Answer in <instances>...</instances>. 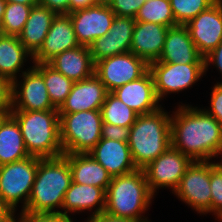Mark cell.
Here are the masks:
<instances>
[{
	"instance_id": "obj_1",
	"label": "cell",
	"mask_w": 222,
	"mask_h": 222,
	"mask_svg": "<svg viewBox=\"0 0 222 222\" xmlns=\"http://www.w3.org/2000/svg\"><path fill=\"white\" fill-rule=\"evenodd\" d=\"M178 107L171 115V146L193 161L222 156V125L204 109Z\"/></svg>"
},
{
	"instance_id": "obj_2",
	"label": "cell",
	"mask_w": 222,
	"mask_h": 222,
	"mask_svg": "<svg viewBox=\"0 0 222 222\" xmlns=\"http://www.w3.org/2000/svg\"><path fill=\"white\" fill-rule=\"evenodd\" d=\"M72 183V173L67 157L63 154L52 158H38L31 195L23 211L32 213H58L65 192Z\"/></svg>"
},
{
	"instance_id": "obj_3",
	"label": "cell",
	"mask_w": 222,
	"mask_h": 222,
	"mask_svg": "<svg viewBox=\"0 0 222 222\" xmlns=\"http://www.w3.org/2000/svg\"><path fill=\"white\" fill-rule=\"evenodd\" d=\"M171 115L159 110L138 115L130 127L128 145L137 169H143L171 146Z\"/></svg>"
},
{
	"instance_id": "obj_4",
	"label": "cell",
	"mask_w": 222,
	"mask_h": 222,
	"mask_svg": "<svg viewBox=\"0 0 222 222\" xmlns=\"http://www.w3.org/2000/svg\"><path fill=\"white\" fill-rule=\"evenodd\" d=\"M153 197L143 169L114 176L106 190L104 212L136 222H150L141 214L148 210Z\"/></svg>"
},
{
	"instance_id": "obj_5",
	"label": "cell",
	"mask_w": 222,
	"mask_h": 222,
	"mask_svg": "<svg viewBox=\"0 0 222 222\" xmlns=\"http://www.w3.org/2000/svg\"><path fill=\"white\" fill-rule=\"evenodd\" d=\"M19 123L30 156L52 158L63 155L58 110H11Z\"/></svg>"
},
{
	"instance_id": "obj_6",
	"label": "cell",
	"mask_w": 222,
	"mask_h": 222,
	"mask_svg": "<svg viewBox=\"0 0 222 222\" xmlns=\"http://www.w3.org/2000/svg\"><path fill=\"white\" fill-rule=\"evenodd\" d=\"M64 154L88 153L102 138L101 110L59 113Z\"/></svg>"
},
{
	"instance_id": "obj_7",
	"label": "cell",
	"mask_w": 222,
	"mask_h": 222,
	"mask_svg": "<svg viewBox=\"0 0 222 222\" xmlns=\"http://www.w3.org/2000/svg\"><path fill=\"white\" fill-rule=\"evenodd\" d=\"M37 168L38 157L35 156L0 166V197L15 211L21 200V211L26 208Z\"/></svg>"
},
{
	"instance_id": "obj_8",
	"label": "cell",
	"mask_w": 222,
	"mask_h": 222,
	"mask_svg": "<svg viewBox=\"0 0 222 222\" xmlns=\"http://www.w3.org/2000/svg\"><path fill=\"white\" fill-rule=\"evenodd\" d=\"M193 160L180 150L169 146L161 155L143 168L150 192L170 187L172 193L180 184L181 178Z\"/></svg>"
},
{
	"instance_id": "obj_9",
	"label": "cell",
	"mask_w": 222,
	"mask_h": 222,
	"mask_svg": "<svg viewBox=\"0 0 222 222\" xmlns=\"http://www.w3.org/2000/svg\"><path fill=\"white\" fill-rule=\"evenodd\" d=\"M159 100L169 93L190 88L205 73V64H179L155 61L149 64Z\"/></svg>"
},
{
	"instance_id": "obj_10",
	"label": "cell",
	"mask_w": 222,
	"mask_h": 222,
	"mask_svg": "<svg viewBox=\"0 0 222 222\" xmlns=\"http://www.w3.org/2000/svg\"><path fill=\"white\" fill-rule=\"evenodd\" d=\"M149 70V65L132 52L117 54L95 63V75L108 92L137 80Z\"/></svg>"
},
{
	"instance_id": "obj_11",
	"label": "cell",
	"mask_w": 222,
	"mask_h": 222,
	"mask_svg": "<svg viewBox=\"0 0 222 222\" xmlns=\"http://www.w3.org/2000/svg\"><path fill=\"white\" fill-rule=\"evenodd\" d=\"M174 193L198 213H211L210 161H193Z\"/></svg>"
},
{
	"instance_id": "obj_12",
	"label": "cell",
	"mask_w": 222,
	"mask_h": 222,
	"mask_svg": "<svg viewBox=\"0 0 222 222\" xmlns=\"http://www.w3.org/2000/svg\"><path fill=\"white\" fill-rule=\"evenodd\" d=\"M27 69L21 71L20 84L17 79L12 82L11 110H58L50 100L43 74L34 65Z\"/></svg>"
},
{
	"instance_id": "obj_13",
	"label": "cell",
	"mask_w": 222,
	"mask_h": 222,
	"mask_svg": "<svg viewBox=\"0 0 222 222\" xmlns=\"http://www.w3.org/2000/svg\"><path fill=\"white\" fill-rule=\"evenodd\" d=\"M185 26L198 52L207 56L222 42V0H216Z\"/></svg>"
},
{
	"instance_id": "obj_14",
	"label": "cell",
	"mask_w": 222,
	"mask_h": 222,
	"mask_svg": "<svg viewBox=\"0 0 222 222\" xmlns=\"http://www.w3.org/2000/svg\"><path fill=\"white\" fill-rule=\"evenodd\" d=\"M69 16L79 44L89 46L109 32L116 15L108 4H97L69 13Z\"/></svg>"
},
{
	"instance_id": "obj_15",
	"label": "cell",
	"mask_w": 222,
	"mask_h": 222,
	"mask_svg": "<svg viewBox=\"0 0 222 222\" xmlns=\"http://www.w3.org/2000/svg\"><path fill=\"white\" fill-rule=\"evenodd\" d=\"M135 23L134 18L115 16L109 32L98 37L89 45L93 62L96 63L107 57L130 52Z\"/></svg>"
},
{
	"instance_id": "obj_16",
	"label": "cell",
	"mask_w": 222,
	"mask_h": 222,
	"mask_svg": "<svg viewBox=\"0 0 222 222\" xmlns=\"http://www.w3.org/2000/svg\"><path fill=\"white\" fill-rule=\"evenodd\" d=\"M80 46L69 14H56L39 51L32 63H48L61 52Z\"/></svg>"
},
{
	"instance_id": "obj_17",
	"label": "cell",
	"mask_w": 222,
	"mask_h": 222,
	"mask_svg": "<svg viewBox=\"0 0 222 222\" xmlns=\"http://www.w3.org/2000/svg\"><path fill=\"white\" fill-rule=\"evenodd\" d=\"M112 93L138 115L150 114L161 108L149 70L139 79L116 88Z\"/></svg>"
},
{
	"instance_id": "obj_18",
	"label": "cell",
	"mask_w": 222,
	"mask_h": 222,
	"mask_svg": "<svg viewBox=\"0 0 222 222\" xmlns=\"http://www.w3.org/2000/svg\"><path fill=\"white\" fill-rule=\"evenodd\" d=\"M108 90L94 74L88 79L74 82L65 102L58 109L59 113L101 110Z\"/></svg>"
},
{
	"instance_id": "obj_19",
	"label": "cell",
	"mask_w": 222,
	"mask_h": 222,
	"mask_svg": "<svg viewBox=\"0 0 222 222\" xmlns=\"http://www.w3.org/2000/svg\"><path fill=\"white\" fill-rule=\"evenodd\" d=\"M112 176H119L137 170L127 142L101 138L88 152Z\"/></svg>"
},
{
	"instance_id": "obj_20",
	"label": "cell",
	"mask_w": 222,
	"mask_h": 222,
	"mask_svg": "<svg viewBox=\"0 0 222 222\" xmlns=\"http://www.w3.org/2000/svg\"><path fill=\"white\" fill-rule=\"evenodd\" d=\"M160 62L179 64H205L185 25L169 27Z\"/></svg>"
},
{
	"instance_id": "obj_21",
	"label": "cell",
	"mask_w": 222,
	"mask_h": 222,
	"mask_svg": "<svg viewBox=\"0 0 222 222\" xmlns=\"http://www.w3.org/2000/svg\"><path fill=\"white\" fill-rule=\"evenodd\" d=\"M169 27L152 22L135 23L130 52L142 58L148 65L158 61L164 48Z\"/></svg>"
},
{
	"instance_id": "obj_22",
	"label": "cell",
	"mask_w": 222,
	"mask_h": 222,
	"mask_svg": "<svg viewBox=\"0 0 222 222\" xmlns=\"http://www.w3.org/2000/svg\"><path fill=\"white\" fill-rule=\"evenodd\" d=\"M106 191L103 188L92 185H84L72 182L70 188L65 192L62 207L64 212L59 211L62 217L71 219L68 213H77L84 210L95 211L90 216L98 215L105 210ZM97 205V206H96ZM94 207V208H93Z\"/></svg>"
},
{
	"instance_id": "obj_23",
	"label": "cell",
	"mask_w": 222,
	"mask_h": 222,
	"mask_svg": "<svg viewBox=\"0 0 222 222\" xmlns=\"http://www.w3.org/2000/svg\"><path fill=\"white\" fill-rule=\"evenodd\" d=\"M48 64L74 82L85 80L95 74V63L89 46L77 48L57 54Z\"/></svg>"
},
{
	"instance_id": "obj_24",
	"label": "cell",
	"mask_w": 222,
	"mask_h": 222,
	"mask_svg": "<svg viewBox=\"0 0 222 222\" xmlns=\"http://www.w3.org/2000/svg\"><path fill=\"white\" fill-rule=\"evenodd\" d=\"M69 161L72 182L107 190L112 176L89 153L64 154Z\"/></svg>"
},
{
	"instance_id": "obj_25",
	"label": "cell",
	"mask_w": 222,
	"mask_h": 222,
	"mask_svg": "<svg viewBox=\"0 0 222 222\" xmlns=\"http://www.w3.org/2000/svg\"><path fill=\"white\" fill-rule=\"evenodd\" d=\"M56 13L40 4L32 7L29 17L18 38L34 56L42 47Z\"/></svg>"
},
{
	"instance_id": "obj_26",
	"label": "cell",
	"mask_w": 222,
	"mask_h": 222,
	"mask_svg": "<svg viewBox=\"0 0 222 222\" xmlns=\"http://www.w3.org/2000/svg\"><path fill=\"white\" fill-rule=\"evenodd\" d=\"M29 156L19 123L9 114L0 125V166Z\"/></svg>"
},
{
	"instance_id": "obj_27",
	"label": "cell",
	"mask_w": 222,
	"mask_h": 222,
	"mask_svg": "<svg viewBox=\"0 0 222 222\" xmlns=\"http://www.w3.org/2000/svg\"><path fill=\"white\" fill-rule=\"evenodd\" d=\"M33 55L22 45L18 36L0 33V76L11 83L17 79V73L26 62V58ZM25 61V62H24Z\"/></svg>"
},
{
	"instance_id": "obj_28",
	"label": "cell",
	"mask_w": 222,
	"mask_h": 222,
	"mask_svg": "<svg viewBox=\"0 0 222 222\" xmlns=\"http://www.w3.org/2000/svg\"><path fill=\"white\" fill-rule=\"evenodd\" d=\"M34 66L43 74L50 100L59 109L72 90L74 81L56 71L48 63H34Z\"/></svg>"
},
{
	"instance_id": "obj_29",
	"label": "cell",
	"mask_w": 222,
	"mask_h": 222,
	"mask_svg": "<svg viewBox=\"0 0 222 222\" xmlns=\"http://www.w3.org/2000/svg\"><path fill=\"white\" fill-rule=\"evenodd\" d=\"M103 122L121 127H131L138 114L118 99L112 92H108L101 107Z\"/></svg>"
},
{
	"instance_id": "obj_30",
	"label": "cell",
	"mask_w": 222,
	"mask_h": 222,
	"mask_svg": "<svg viewBox=\"0 0 222 222\" xmlns=\"http://www.w3.org/2000/svg\"><path fill=\"white\" fill-rule=\"evenodd\" d=\"M134 19L137 22H152L166 27L177 25L170 0H147Z\"/></svg>"
},
{
	"instance_id": "obj_31",
	"label": "cell",
	"mask_w": 222,
	"mask_h": 222,
	"mask_svg": "<svg viewBox=\"0 0 222 222\" xmlns=\"http://www.w3.org/2000/svg\"><path fill=\"white\" fill-rule=\"evenodd\" d=\"M33 6L7 2L0 24V33L18 36L29 17Z\"/></svg>"
},
{
	"instance_id": "obj_32",
	"label": "cell",
	"mask_w": 222,
	"mask_h": 222,
	"mask_svg": "<svg viewBox=\"0 0 222 222\" xmlns=\"http://www.w3.org/2000/svg\"><path fill=\"white\" fill-rule=\"evenodd\" d=\"M216 0H170L177 25H186Z\"/></svg>"
},
{
	"instance_id": "obj_33",
	"label": "cell",
	"mask_w": 222,
	"mask_h": 222,
	"mask_svg": "<svg viewBox=\"0 0 222 222\" xmlns=\"http://www.w3.org/2000/svg\"><path fill=\"white\" fill-rule=\"evenodd\" d=\"M211 213L222 222V170L210 162Z\"/></svg>"
},
{
	"instance_id": "obj_34",
	"label": "cell",
	"mask_w": 222,
	"mask_h": 222,
	"mask_svg": "<svg viewBox=\"0 0 222 222\" xmlns=\"http://www.w3.org/2000/svg\"><path fill=\"white\" fill-rule=\"evenodd\" d=\"M146 0H112L108 5L116 16L135 18Z\"/></svg>"
},
{
	"instance_id": "obj_35",
	"label": "cell",
	"mask_w": 222,
	"mask_h": 222,
	"mask_svg": "<svg viewBox=\"0 0 222 222\" xmlns=\"http://www.w3.org/2000/svg\"><path fill=\"white\" fill-rule=\"evenodd\" d=\"M19 222H73L72 219L62 217L58 213H32L21 211Z\"/></svg>"
},
{
	"instance_id": "obj_36",
	"label": "cell",
	"mask_w": 222,
	"mask_h": 222,
	"mask_svg": "<svg viewBox=\"0 0 222 222\" xmlns=\"http://www.w3.org/2000/svg\"><path fill=\"white\" fill-rule=\"evenodd\" d=\"M129 135L130 127H121L117 125H111L105 122L102 123V138L117 140L121 142H128Z\"/></svg>"
},
{
	"instance_id": "obj_37",
	"label": "cell",
	"mask_w": 222,
	"mask_h": 222,
	"mask_svg": "<svg viewBox=\"0 0 222 222\" xmlns=\"http://www.w3.org/2000/svg\"><path fill=\"white\" fill-rule=\"evenodd\" d=\"M210 110L204 109L222 125V83L214 85L211 93Z\"/></svg>"
},
{
	"instance_id": "obj_38",
	"label": "cell",
	"mask_w": 222,
	"mask_h": 222,
	"mask_svg": "<svg viewBox=\"0 0 222 222\" xmlns=\"http://www.w3.org/2000/svg\"><path fill=\"white\" fill-rule=\"evenodd\" d=\"M12 83L0 76V112L11 111Z\"/></svg>"
},
{
	"instance_id": "obj_39",
	"label": "cell",
	"mask_w": 222,
	"mask_h": 222,
	"mask_svg": "<svg viewBox=\"0 0 222 222\" xmlns=\"http://www.w3.org/2000/svg\"><path fill=\"white\" fill-rule=\"evenodd\" d=\"M39 4L56 14H69V0H39Z\"/></svg>"
},
{
	"instance_id": "obj_40",
	"label": "cell",
	"mask_w": 222,
	"mask_h": 222,
	"mask_svg": "<svg viewBox=\"0 0 222 222\" xmlns=\"http://www.w3.org/2000/svg\"><path fill=\"white\" fill-rule=\"evenodd\" d=\"M204 63L205 73L209 69V63H211L213 64V66L215 65V67L218 68V70L222 74V42L213 51H211L207 56L204 57Z\"/></svg>"
},
{
	"instance_id": "obj_41",
	"label": "cell",
	"mask_w": 222,
	"mask_h": 222,
	"mask_svg": "<svg viewBox=\"0 0 222 222\" xmlns=\"http://www.w3.org/2000/svg\"><path fill=\"white\" fill-rule=\"evenodd\" d=\"M86 222H136V221L131 220L129 218L113 216L103 211L98 215L90 216Z\"/></svg>"
},
{
	"instance_id": "obj_42",
	"label": "cell",
	"mask_w": 222,
	"mask_h": 222,
	"mask_svg": "<svg viewBox=\"0 0 222 222\" xmlns=\"http://www.w3.org/2000/svg\"><path fill=\"white\" fill-rule=\"evenodd\" d=\"M15 210L0 197V222H19L15 220Z\"/></svg>"
},
{
	"instance_id": "obj_43",
	"label": "cell",
	"mask_w": 222,
	"mask_h": 222,
	"mask_svg": "<svg viewBox=\"0 0 222 222\" xmlns=\"http://www.w3.org/2000/svg\"><path fill=\"white\" fill-rule=\"evenodd\" d=\"M97 5L96 0H69V13Z\"/></svg>"
},
{
	"instance_id": "obj_44",
	"label": "cell",
	"mask_w": 222,
	"mask_h": 222,
	"mask_svg": "<svg viewBox=\"0 0 222 222\" xmlns=\"http://www.w3.org/2000/svg\"><path fill=\"white\" fill-rule=\"evenodd\" d=\"M6 2L10 3H20L24 5H30V6H35L39 4V0H5Z\"/></svg>"
},
{
	"instance_id": "obj_45",
	"label": "cell",
	"mask_w": 222,
	"mask_h": 222,
	"mask_svg": "<svg viewBox=\"0 0 222 222\" xmlns=\"http://www.w3.org/2000/svg\"><path fill=\"white\" fill-rule=\"evenodd\" d=\"M6 4H7V2L5 0H0V24H1L3 16H4Z\"/></svg>"
},
{
	"instance_id": "obj_46",
	"label": "cell",
	"mask_w": 222,
	"mask_h": 222,
	"mask_svg": "<svg viewBox=\"0 0 222 222\" xmlns=\"http://www.w3.org/2000/svg\"><path fill=\"white\" fill-rule=\"evenodd\" d=\"M10 114V112H0V125L2 121Z\"/></svg>"
},
{
	"instance_id": "obj_47",
	"label": "cell",
	"mask_w": 222,
	"mask_h": 222,
	"mask_svg": "<svg viewBox=\"0 0 222 222\" xmlns=\"http://www.w3.org/2000/svg\"><path fill=\"white\" fill-rule=\"evenodd\" d=\"M112 0H96L97 4H109Z\"/></svg>"
},
{
	"instance_id": "obj_48",
	"label": "cell",
	"mask_w": 222,
	"mask_h": 222,
	"mask_svg": "<svg viewBox=\"0 0 222 222\" xmlns=\"http://www.w3.org/2000/svg\"><path fill=\"white\" fill-rule=\"evenodd\" d=\"M216 165L222 170V161L220 163L217 162Z\"/></svg>"
}]
</instances>
